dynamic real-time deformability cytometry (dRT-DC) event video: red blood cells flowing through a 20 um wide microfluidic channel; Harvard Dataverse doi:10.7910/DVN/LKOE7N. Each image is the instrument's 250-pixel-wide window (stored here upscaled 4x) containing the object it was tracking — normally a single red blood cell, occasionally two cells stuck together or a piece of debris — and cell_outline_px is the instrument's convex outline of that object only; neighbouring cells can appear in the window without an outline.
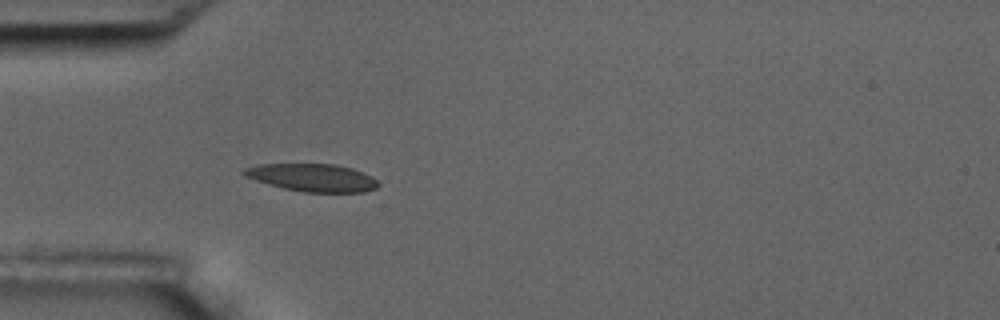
{"species": "common noctule bat (a hibernating species)", "species_latin": "Nyctalus noctula", "temperature_condition": "room temperature", "stored_images_in_passage": 5, "camera_frame_rate_fps": 3000, "um_per_image_px": 0.085, "animal": {"sex": "male", "body_mass_g": 17.5, "forearm_length_mm": 52.3}, "frame": {"image": 1, "passage_image": 5, "time_ms": 5.333, "image_size_px": [1000, 320], "cell_outline_px": [[380, 184], [376, 188], [364, 192], [304, 192], [284, 188], [268, 184], [244, 176], [240, 172], [244, 168], [256, 164], [336, 164], [352, 168], [372, 176]], "centroid_in_image_um": [26.54, 15.09], "position_along_channel_um": 58.5, "area_um2": 21.73}}